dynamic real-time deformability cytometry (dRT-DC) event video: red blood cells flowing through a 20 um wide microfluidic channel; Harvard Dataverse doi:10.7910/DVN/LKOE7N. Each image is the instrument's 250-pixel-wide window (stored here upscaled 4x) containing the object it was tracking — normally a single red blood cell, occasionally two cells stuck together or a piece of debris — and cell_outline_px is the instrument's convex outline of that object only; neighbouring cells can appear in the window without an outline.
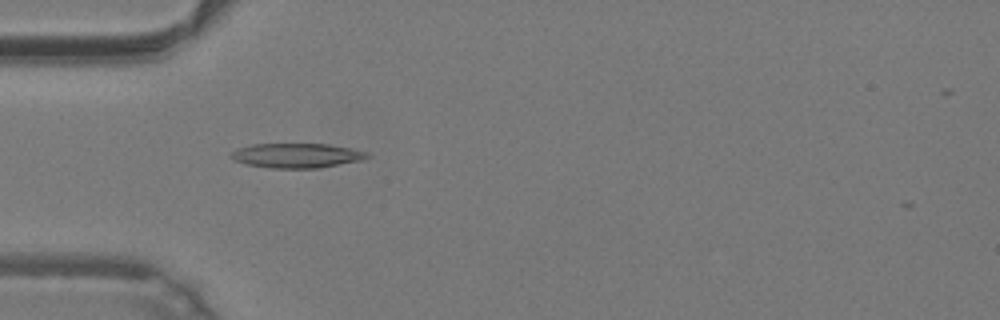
{"species": "common noctule bat (a hibernating species)", "species_latin": "Nyctalus noctula", "temperature_condition": "warm", "stored_images_in_passage": 48, "camera_frame_rate_fps": 3000, "um_per_image_px": 0.085, "animal": {"sex": "male", "body_mass_g": 19.2, "forearm_length_mm": 51.8}, "frame": {"image": 1, "passage_image": 15, "time_ms": 4.667, "image_size_px": [1000, 320], "cell_outline_px": [[372, 156], [360, 160], [320, 168], [268, 168], [248, 164], [236, 160], [228, 156], [236, 148], [252, 144], [328, 144], [368, 152]], "centroid_in_image_um": [25.21, 13.22], "position_along_channel_um": 59.8, "area_um2": 19.42}}
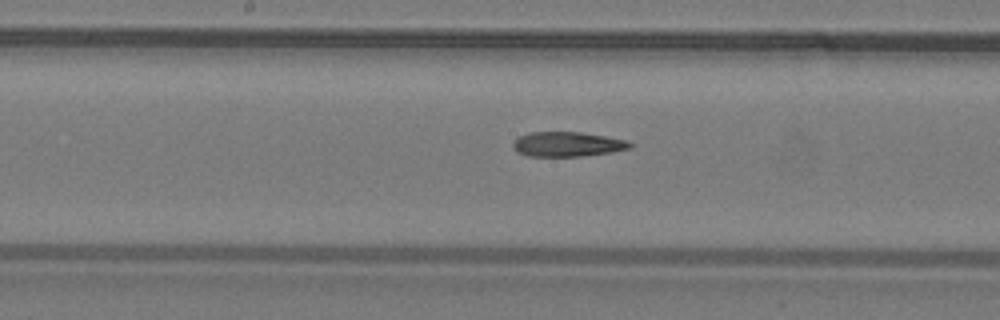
{"frame": {"image": 2, "passage_image": 25, "time_ms": 8.0, "image_size_px": [1000, 320], "cell_outline_px": [[632, 148], [608, 152], [580, 156], [528, 156], [516, 152], [512, 148], [512, 144], [520, 136], [528, 132], [580, 132], [628, 140], [632, 144]], "centroid_in_image_um": [48.2, 12.25], "position_along_channel_um": 200.0, "area_um2": 16.76}}
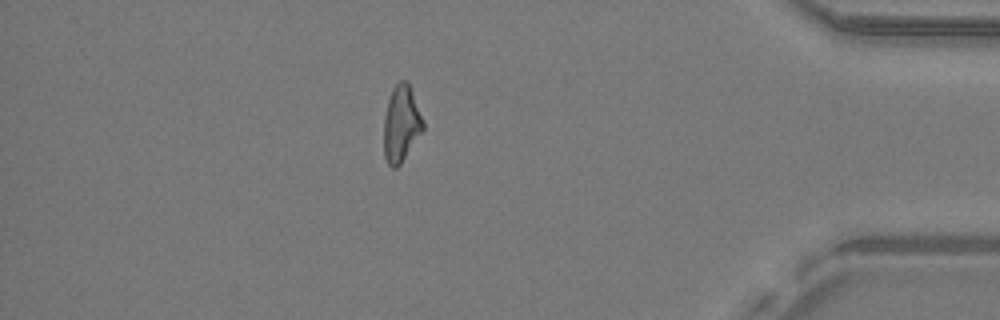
{"frame": {"image": 3, "passage_image": 42, "time_ms": 13.667, "image_size_px": [1000, 320], "cell_outline_px": [[424, 128], [400, 164], [396, 168], [392, 168], [388, 164], [384, 156], [384, 116], [388, 100], [392, 88], [400, 80], [408, 80], [424, 120]], "centroid_in_image_um": [34.1, 10.48], "position_along_channel_um": 401.1, "area_um2": 17.51}, "authors_computed_cell_mechanics": {"area_um2": 17.8313, "velocity_mm_per_s": 4.2789, "shape_relaxation_time_tau1_ms": null, "shape_relaxation_time_tau2_ms": 4.6832, "deformation_change_tau1": null, "deformation_change_tau2": 0.1556}}